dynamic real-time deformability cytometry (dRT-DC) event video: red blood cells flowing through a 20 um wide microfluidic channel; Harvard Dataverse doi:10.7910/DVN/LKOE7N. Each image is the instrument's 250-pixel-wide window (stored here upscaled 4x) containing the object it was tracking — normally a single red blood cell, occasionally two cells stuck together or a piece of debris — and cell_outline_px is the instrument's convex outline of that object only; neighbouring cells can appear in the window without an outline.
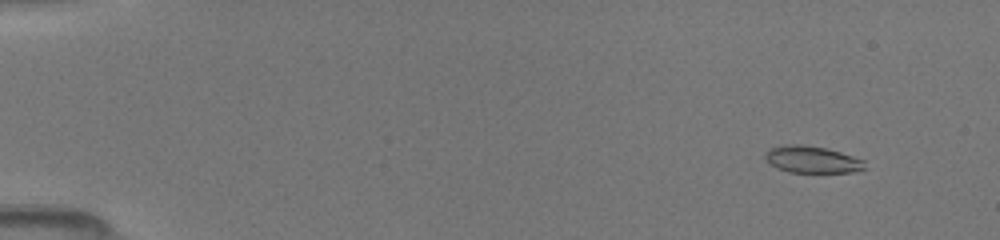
{"species": "common noctule bat (a hibernating species)", "species_latin": "Nyctalus noctula", "temperature_condition": "room temperature", "stored_images_in_passage": 50, "camera_frame_rate_fps": 3000, "um_per_image_px": 0.085, "animal": {"sex": "female", "body_mass_g": 19.5, "forearm_length_mm": 54.1}, "frame": {"image": 1, "passage_image": 5, "time_ms": 1.333, "image_size_px": [1000, 240], "cell_outline_px": [[868, 168], [856, 172], [788, 172], [776, 168], [764, 160], [764, 152], [768, 148], [784, 144], [804, 144], [828, 148], [864, 160]], "centroid_in_image_um": [69.0, 13.55], "position_along_channel_um": 16.0, "area_um2": 16.07}}
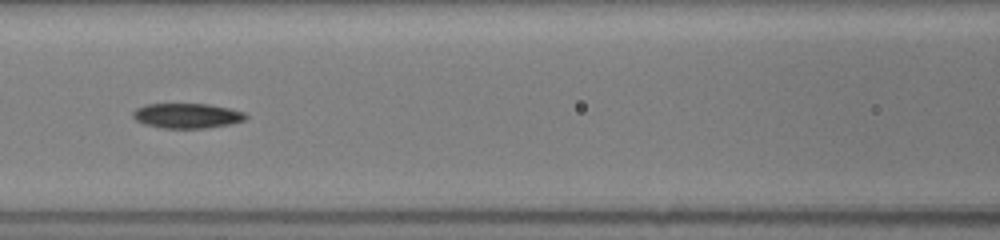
{"frame": {"image": 2, "passage_image": 24, "time_ms": 7.667, "image_size_px": [1000, 240], "cell_outline_px": [[248, 116], [244, 120], [232, 124], [208, 128], [164, 128], [144, 124], [136, 120], [132, 116], [132, 112], [136, 108], [144, 104], [208, 104], [228, 108], [244, 112]], "centroid_in_image_um": [15.89, 9.84], "position_along_channel_um": 150.7, "area_um2": 16.47}}
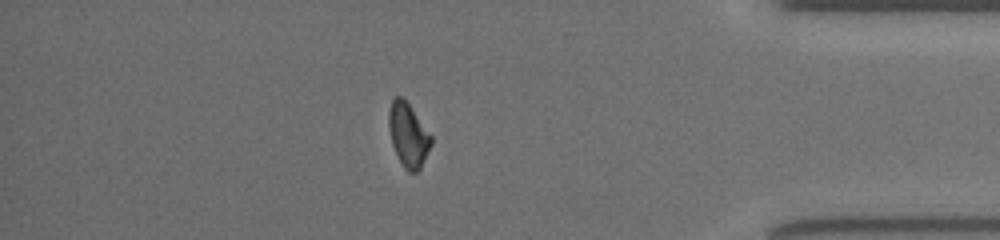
{"frame": {"image": 3, "passage_image": 44, "time_ms": 14.333, "image_size_px": [1000, 240], "cell_outline_px": [[432, 144], [420, 168], [416, 172], [408, 172], [404, 168], [392, 144], [388, 128], [388, 112], [392, 100], [396, 96], [400, 96], [408, 104], [432, 136]], "centroid_in_image_um": [34.69, 11.48], "position_along_channel_um": 400.5, "area_um2": 15.49}}